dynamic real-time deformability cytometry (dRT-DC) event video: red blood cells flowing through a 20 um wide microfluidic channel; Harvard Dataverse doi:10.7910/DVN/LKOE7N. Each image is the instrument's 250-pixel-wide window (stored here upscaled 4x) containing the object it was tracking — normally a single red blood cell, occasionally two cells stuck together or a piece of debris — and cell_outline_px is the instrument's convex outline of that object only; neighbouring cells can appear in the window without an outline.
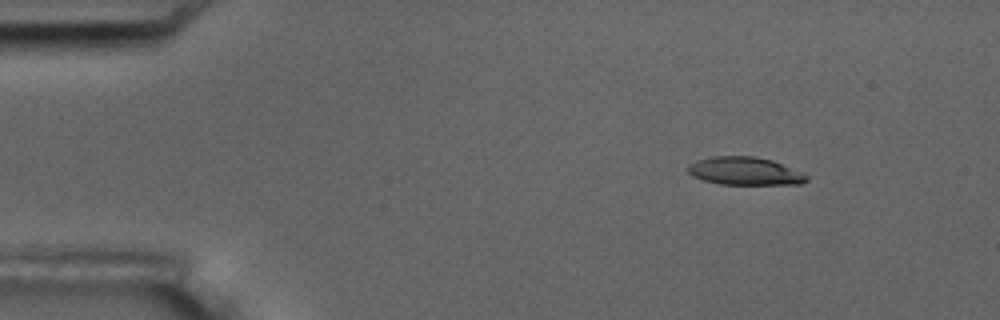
{"species": "common noctule bat (a hibernating species)", "species_latin": "Nyctalus noctula", "temperature_condition": "room temperature", "stored_images_in_passage": 4, "camera_frame_rate_fps": 3000, "um_per_image_px": 0.085, "animal": {"sex": "male", "body_mass_g": 17.5, "forearm_length_mm": 52.3}, "frame": {"image": 1, "passage_image": 1, "time_ms": 0.0, "image_size_px": [1000, 320], "cell_outline_px": [[808, 180], [800, 184], [720, 184], [704, 180], [692, 176], [688, 172], [688, 164], [696, 160], [712, 156], [756, 156], [772, 160], [800, 172], [808, 176]], "centroid_in_image_um": [63.27, 14.53], "position_along_channel_um": 21.7, "area_um2": 19.25}}
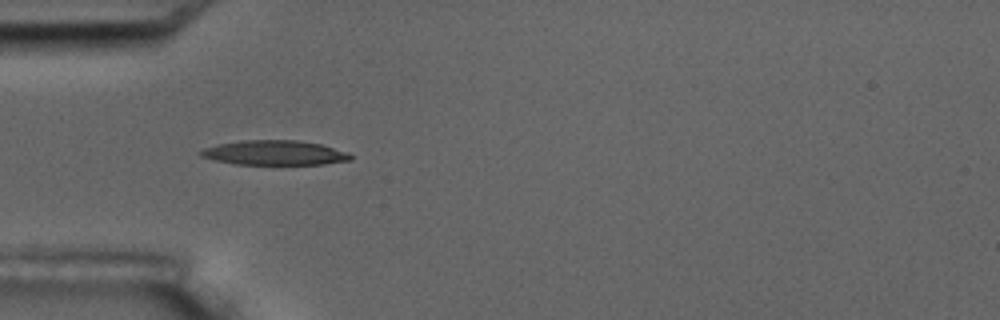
{"frame": {"image": 2, "passage_image": 3, "time_ms": 3.333, "image_size_px": [1000, 320], "cell_outline_px": [[352, 160], [324, 164], [236, 164], [216, 160], [200, 156], [196, 152], [204, 148], [220, 144], [244, 140], [296, 140], [320, 144], [348, 152], [352, 156]], "centroid_in_image_um": [23.34, 12.99], "position_along_channel_um": 61.7, "area_um2": 21.39}}